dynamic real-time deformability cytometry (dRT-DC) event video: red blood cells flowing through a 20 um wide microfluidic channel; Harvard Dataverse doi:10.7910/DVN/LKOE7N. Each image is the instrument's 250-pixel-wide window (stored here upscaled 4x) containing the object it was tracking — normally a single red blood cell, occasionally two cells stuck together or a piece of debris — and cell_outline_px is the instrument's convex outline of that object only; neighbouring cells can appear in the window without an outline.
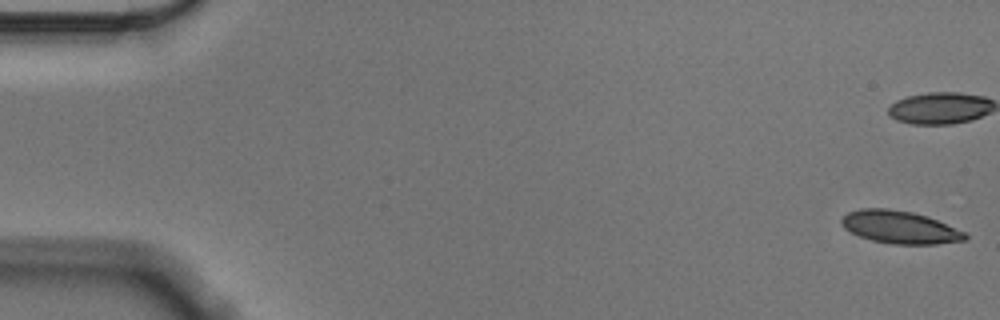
{"species": "Egyptian fruit bat (a non-hibernating species)", "species_latin": "Rousettus aegyptiacus", "temperature_condition": "cold", "stored_images_in_passage": 56, "camera_frame_rate_fps": 3000, "um_per_image_px": 0.085, "animal": {"sex": "male"}, "frame": {"image": 1, "passage_image": 1, "time_ms": 0.0, "image_size_px": [1000, 320], "cell_outline_px": [[968, 240], [936, 244], [892, 244], [872, 240], [860, 236], [844, 228], [840, 224], [840, 220], [848, 212], [860, 208], [888, 208], [912, 212], [928, 216], [968, 232]], "centroid_in_image_um": [76.54, 19.31], "position_along_channel_um": 8.5, "area_um2": 23.81}, "authors_computed_cell_mechanics": {"area_um2": 23.9581, "velocity_mm_per_s": 3.5285, "shape_relaxation_time_tau1_ms": 5.823, "shape_relaxation_time_tau2_ms": 3.2207, "deformation_change_tau1": 0.1525, "deformation_change_tau2": 0.0989}}